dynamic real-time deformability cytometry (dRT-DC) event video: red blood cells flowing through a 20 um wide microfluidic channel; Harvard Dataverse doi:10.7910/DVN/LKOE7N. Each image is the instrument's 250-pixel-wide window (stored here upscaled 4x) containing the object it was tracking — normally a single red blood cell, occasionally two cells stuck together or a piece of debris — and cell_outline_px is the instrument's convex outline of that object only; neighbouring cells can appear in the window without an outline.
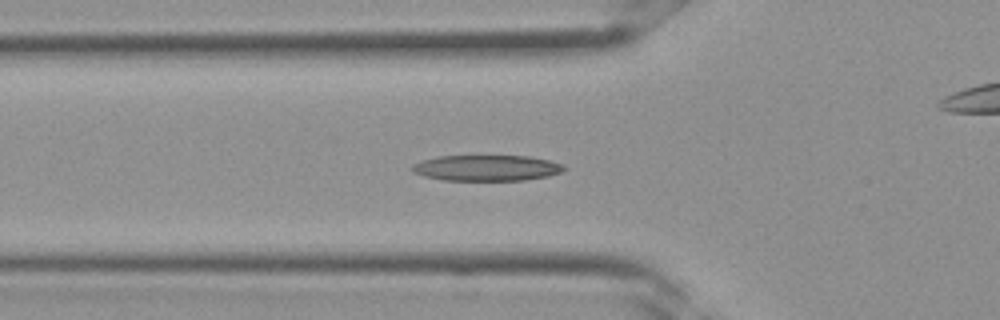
{"species": "Egyptian fruit bat (a non-hibernating species)", "species_latin": "Rousettus aegyptiacus", "temperature_condition": "room temperature", "stored_images_in_passage": 34, "camera_frame_rate_fps": 3000, "um_per_image_px": 0.085, "frame": {"image": 1, "passage_image": 11, "time_ms": 3.333, "image_size_px": [1000, 320], "cell_outline_px": [[568, 168], [560, 172], [548, 176], [524, 180], [444, 180], [424, 176], [412, 172], [412, 164], [424, 160], [440, 156], [528, 156], [548, 160], [564, 164]], "centroid_in_image_um": [41.39, 14.27], "position_along_channel_um": 84.4, "area_um2": 22.77}}
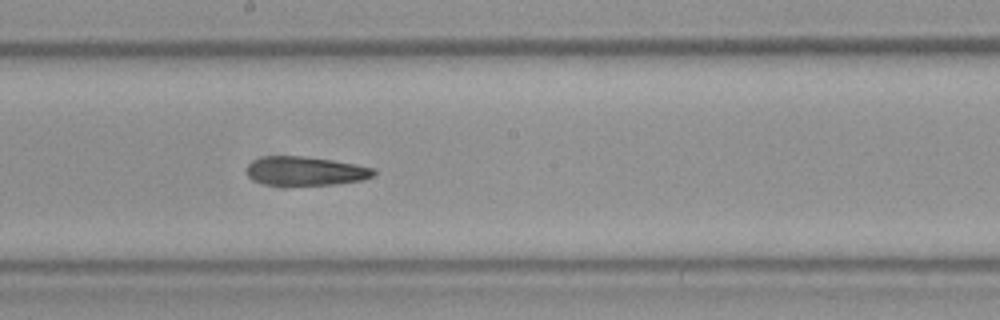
{"frame": {"image": 2, "passage_image": 18, "time_ms": 5.667, "image_size_px": [1000, 320], "cell_outline_px": [[376, 176], [364, 180], [332, 184], [264, 184], [252, 180], [244, 172], [244, 168], [252, 160], [264, 156], [304, 156], [332, 160], [356, 164], [376, 168]], "centroid_in_image_um": [25.96, 14.52], "position_along_channel_um": 222.2, "area_um2": 21.56}}
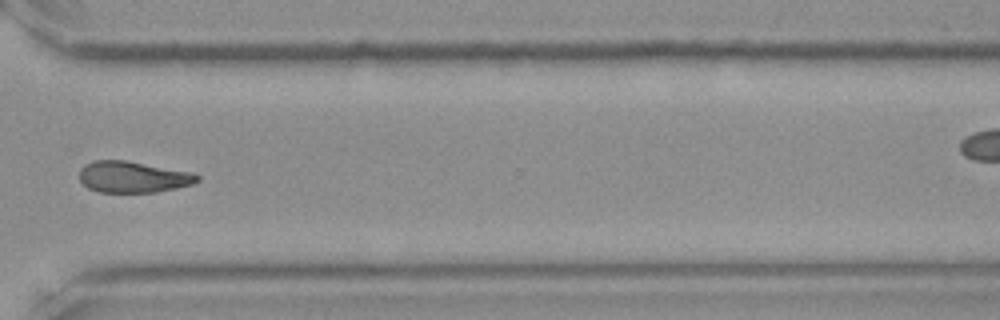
{"frame": {"image": 3, "passage_image": 25, "time_ms": 8.0, "image_size_px": [1000, 320], "cell_outline_px": [[200, 180], [192, 184], [176, 188], [156, 192], [100, 192], [88, 188], [80, 180], [80, 168], [84, 164], [92, 160], [124, 160], [192, 172], [200, 176]], "centroid_in_image_um": [11.29, 15.04], "position_along_channel_um": 359.3, "area_um2": 21.5}}